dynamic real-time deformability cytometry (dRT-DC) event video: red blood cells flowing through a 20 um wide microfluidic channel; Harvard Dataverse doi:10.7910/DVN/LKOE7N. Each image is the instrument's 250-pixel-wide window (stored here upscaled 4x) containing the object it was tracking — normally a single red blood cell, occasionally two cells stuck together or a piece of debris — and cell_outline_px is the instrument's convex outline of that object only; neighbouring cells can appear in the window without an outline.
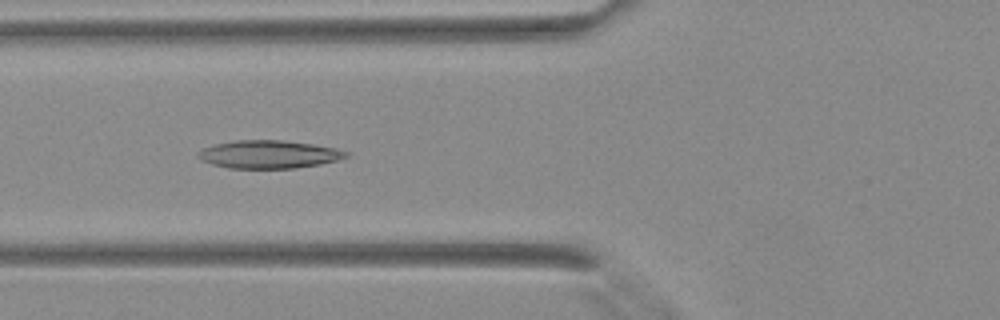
{"species": "Egyptian fruit bat (a non-hibernating species)", "species_latin": "Rousettus aegyptiacus", "temperature_condition": "warm", "stored_images_in_passage": 30, "camera_frame_rate_fps": 3000, "um_per_image_px": 0.085, "animal": {"sex": "female"}, "frame": {"image": 1, "passage_image": 7, "time_ms": 2.0, "image_size_px": [1000, 320], "cell_outline_px": [[348, 156], [336, 160], [320, 164], [296, 168], [228, 168], [212, 164], [200, 160], [196, 156], [196, 152], [204, 148], [216, 144], [236, 140], [284, 140], [312, 144], [336, 148], [348, 152]], "centroid_in_image_um": [22.82, 13.12], "position_along_channel_um": 103.0, "area_um2": 24.1}}
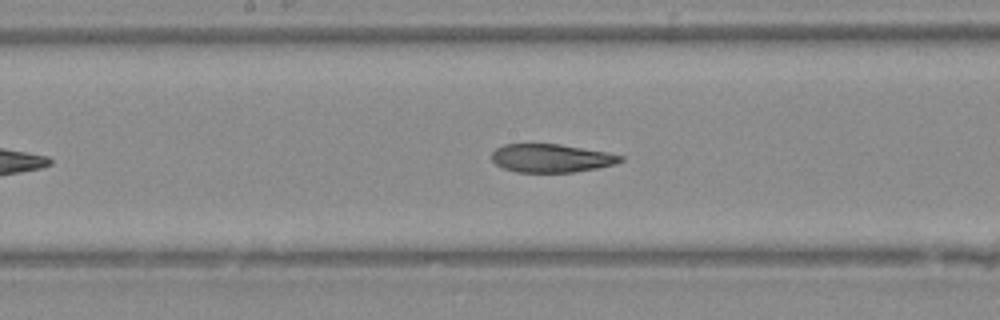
{"frame": {"image": 2, "passage_image": 13, "time_ms": 4.0, "image_size_px": [1000, 320], "cell_outline_px": [[624, 160], [616, 164], [596, 168], [572, 172], [516, 172], [504, 168], [496, 164], [492, 160], [492, 152], [496, 148], [504, 144], [560, 144], [608, 152], [624, 156]], "centroid_in_image_um": [46.88, 13.44], "position_along_channel_um": 201.3, "area_um2": 21.27}}
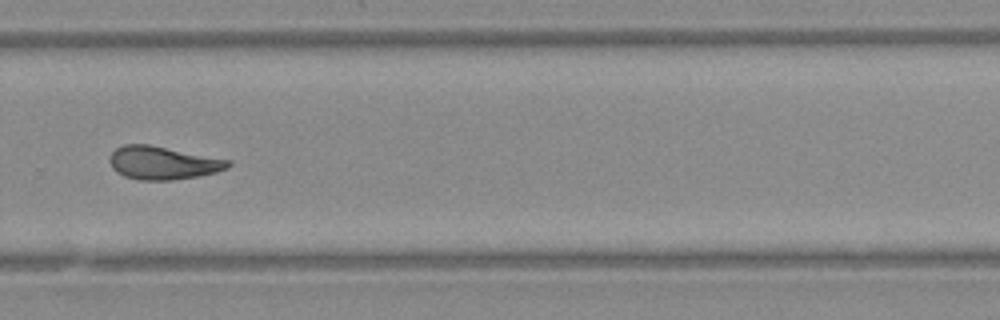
{"frame": {"image": 3, "passage_image": 20, "time_ms": 6.333, "image_size_px": [1000, 320], "cell_outline_px": [[232, 164], [228, 168], [216, 172], [196, 176], [172, 180], [140, 180], [124, 176], [116, 172], [112, 168], [108, 160], [108, 156], [116, 148], [124, 144], [148, 144], [232, 160]], "centroid_in_image_um": [13.82, 13.84], "position_along_channel_um": 316.0, "area_um2": 23.0}}